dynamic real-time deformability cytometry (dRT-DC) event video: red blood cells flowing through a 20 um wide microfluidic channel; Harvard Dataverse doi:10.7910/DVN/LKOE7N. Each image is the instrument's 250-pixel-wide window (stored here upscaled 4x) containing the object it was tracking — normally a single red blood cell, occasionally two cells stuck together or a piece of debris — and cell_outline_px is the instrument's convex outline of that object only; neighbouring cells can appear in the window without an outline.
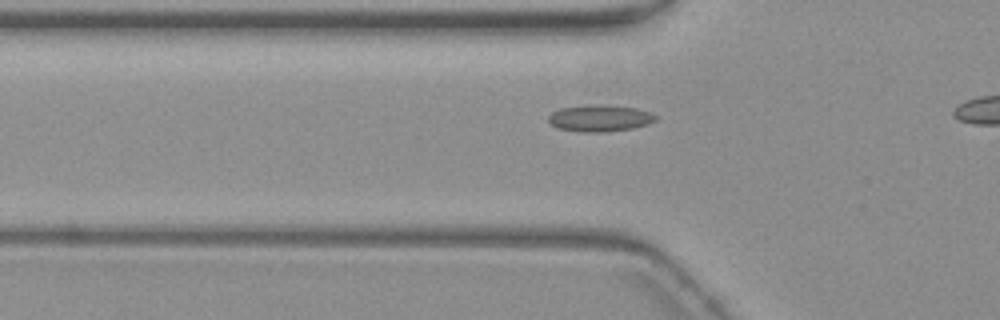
{"species": "common noctule bat (a hibernating species)", "species_latin": "Nyctalus noctula", "temperature_condition": "warm", "stored_images_in_passage": 9, "camera_frame_rate_fps": 3000, "um_per_image_px": 0.085, "animal": {"sex": "female", "body_mass_g": 19.3, "forearm_length_mm": 54.1}, "frame": {"image": 1, "passage_image": 6, "time_ms": 1.667, "image_size_px": [1000, 320], "cell_outline_px": [[660, 116], [656, 120], [648, 124], [632, 128], [604, 132], [580, 132], [556, 128], [548, 120], [548, 116], [552, 112], [560, 108], [600, 104], [604, 104], [636, 108], [652, 112]], "centroid_in_image_um": [51.02, 10.04], "position_along_channel_um": 74.8, "area_um2": 16.82}}